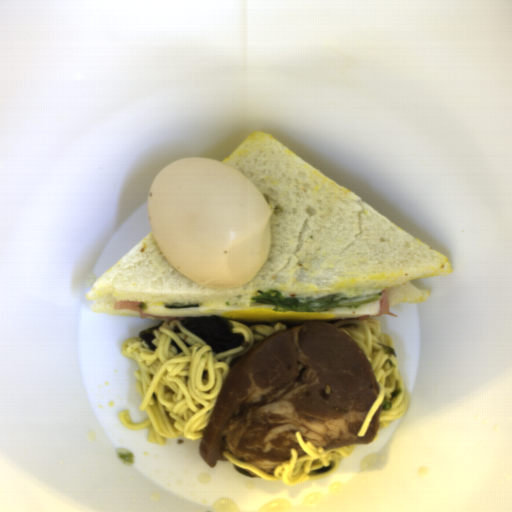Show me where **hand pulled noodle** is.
<instances>
[{
	"instance_id": "772679e5",
	"label": "hand pulled noodle",
	"mask_w": 512,
	"mask_h": 512,
	"mask_svg": "<svg viewBox=\"0 0 512 512\" xmlns=\"http://www.w3.org/2000/svg\"><path fill=\"white\" fill-rule=\"evenodd\" d=\"M331 325L344 331L362 351L372 370L378 391L357 436H365L374 414L383 401L391 403V407L382 408L378 430L388 427L393 421H398L408 409L410 395L400 373L399 360L393 354H386L379 346L389 345L394 349V339L382 331V323L374 318L348 319ZM395 390H401V393L393 398L392 393Z\"/></svg>"
},
{
	"instance_id": "2289bc40",
	"label": "hand pulled noodle",
	"mask_w": 512,
	"mask_h": 512,
	"mask_svg": "<svg viewBox=\"0 0 512 512\" xmlns=\"http://www.w3.org/2000/svg\"><path fill=\"white\" fill-rule=\"evenodd\" d=\"M295 435L301 449L306 455L297 456L296 449L293 447L290 448L289 459L280 463L272 474H268L255 466L242 462L228 450L224 451L222 454L233 465L250 469L264 480L282 481L284 484L292 486L298 482L318 480L330 476L336 470L340 461L350 455L355 448L354 445L336 449H324L323 447H316L314 443L308 440L304 442L299 430L295 432ZM332 462L335 463V465L329 472L315 476L309 475V472L312 470L329 466Z\"/></svg>"
},
{
	"instance_id": "14784b9a",
	"label": "hand pulled noodle",
	"mask_w": 512,
	"mask_h": 512,
	"mask_svg": "<svg viewBox=\"0 0 512 512\" xmlns=\"http://www.w3.org/2000/svg\"><path fill=\"white\" fill-rule=\"evenodd\" d=\"M153 330L151 350L140 336L124 340L121 355L138 365L134 372L135 388L142 401L140 411L146 418L133 422L129 410L120 411L122 425L129 429H148L147 439L153 445H165L167 439L203 438L219 395L234 364L256 343L288 329L285 324L248 326L236 319L232 333L242 334L244 343L235 349L213 352L211 346L188 331L179 319H164ZM178 326L182 333H174ZM171 338L183 349L177 354Z\"/></svg>"
}]
</instances>
